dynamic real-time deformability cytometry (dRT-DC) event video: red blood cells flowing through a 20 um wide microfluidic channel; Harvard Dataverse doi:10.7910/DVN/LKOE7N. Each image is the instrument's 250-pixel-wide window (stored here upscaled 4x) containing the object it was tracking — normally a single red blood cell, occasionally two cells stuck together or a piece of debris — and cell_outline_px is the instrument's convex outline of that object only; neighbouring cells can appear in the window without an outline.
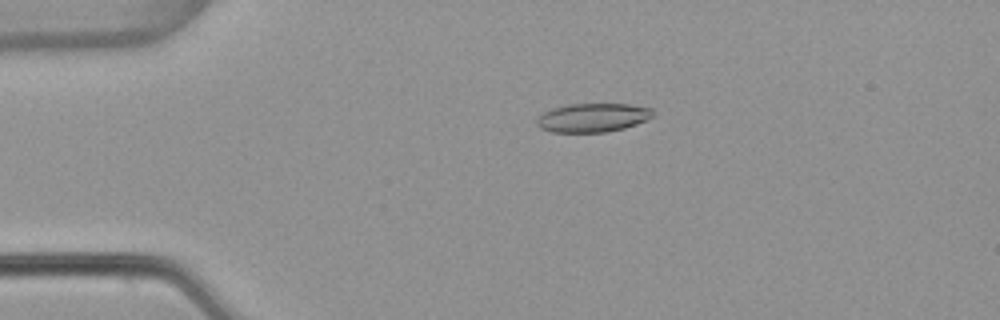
{"species": "common noctule bat (a hibernating species)", "species_latin": "Nyctalus noctula", "temperature_condition": "warm", "stored_images_in_passage": 20, "camera_frame_rate_fps": 3000, "um_per_image_px": 0.085, "animal": {"sex": "female", "body_mass_g": 22.7, "forearm_length_mm": 54.2}, "frame": {"image": 1, "passage_image": 12, "time_ms": 3.667, "image_size_px": [1000, 320], "cell_outline_px": [[652, 116], [648, 120], [624, 128], [608, 132], [552, 132], [540, 128], [536, 124], [536, 120], [544, 112], [552, 108], [568, 104], [628, 104], [652, 108]], "centroid_in_image_um": [50.38, 10.0], "position_along_channel_um": 34.6, "area_um2": 19.48}}
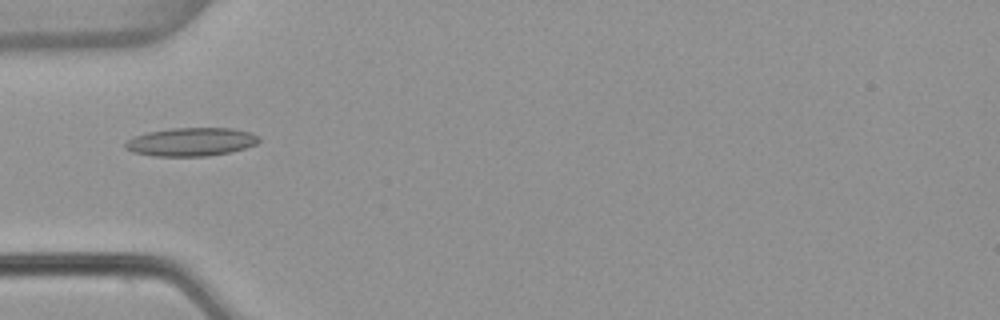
{"frame": {"image": 2, "passage_image": 18, "time_ms": 5.667, "image_size_px": [1000, 320], "cell_outline_px": [[260, 140], [256, 144], [244, 148], [228, 152], [208, 156], [152, 156], [132, 152], [124, 148], [124, 144], [132, 136], [148, 132], [172, 128], [232, 128], [252, 132], [260, 136]], "centroid_in_image_um": [16.23, 12.05], "position_along_channel_um": 68.8, "area_um2": 22.25}}